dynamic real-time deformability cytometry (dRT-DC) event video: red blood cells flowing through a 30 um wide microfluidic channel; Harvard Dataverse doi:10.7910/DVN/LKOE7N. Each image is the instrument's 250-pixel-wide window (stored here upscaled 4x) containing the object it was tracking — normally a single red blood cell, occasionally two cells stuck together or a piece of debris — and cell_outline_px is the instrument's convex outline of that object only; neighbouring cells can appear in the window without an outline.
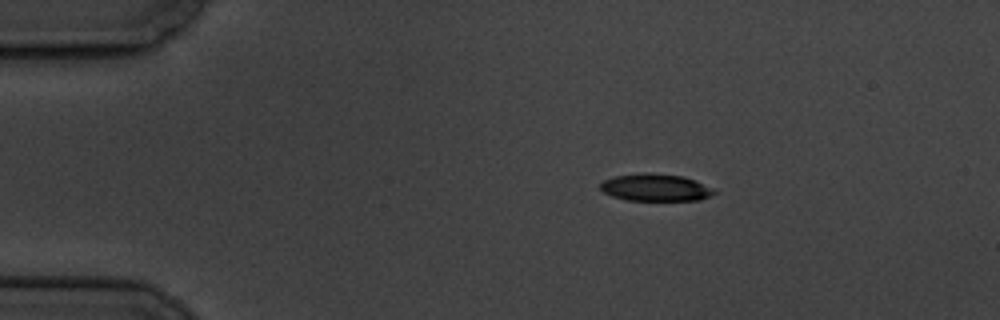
{"species": "common noctule bat (a hibernating species)", "species_latin": "Nyctalus noctula", "temperature_condition": "cold", "stored_images_in_passage": 3, "camera_frame_rate_fps": 3000, "um_per_image_px": 0.085, "animal": {"sex": "male", "body_mass_g": 19.5, "forearm_length_mm": 54.6}, "frame": {"image": 1, "passage_image": 1, "time_ms": 0.0, "image_size_px": [1000, 320], "cell_outline_px": [[720, 192], [700, 200], [628, 200], [612, 196], [604, 192], [600, 188], [600, 184], [604, 180], [616, 176], [644, 172], [648, 172], [684, 176], [696, 180]], "centroid_in_image_um": [55.76, 15.93], "position_along_channel_um": 29.2, "area_um2": 18.15}}